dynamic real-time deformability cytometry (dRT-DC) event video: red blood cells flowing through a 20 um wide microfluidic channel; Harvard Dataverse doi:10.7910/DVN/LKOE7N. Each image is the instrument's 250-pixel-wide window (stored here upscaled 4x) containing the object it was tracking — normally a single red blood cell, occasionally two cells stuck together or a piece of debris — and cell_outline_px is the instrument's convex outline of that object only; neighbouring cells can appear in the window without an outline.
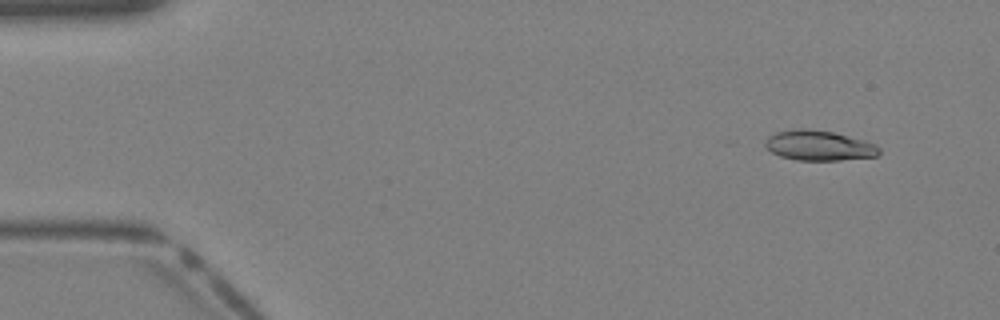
{"species": "Egyptian fruit bat (a non-hibernating species)", "species_latin": "Rousettus aegyptiacus", "temperature_condition": "warm", "stored_images_in_passage": 11, "camera_frame_rate_fps": 3000, "um_per_image_px": 0.085, "animal": {"sex": "female"}, "frame": {"image": 1, "passage_image": 2, "time_ms": 0.333, "image_size_px": [1000, 320], "cell_outline_px": [[880, 152], [876, 156], [840, 160], [796, 160], [780, 156], [772, 152], [764, 144], [768, 136], [776, 132], [800, 128], [804, 128], [832, 132], [864, 140], [876, 144], [880, 148]], "centroid_in_image_um": [69.61, 12.37], "position_along_channel_um": 15.4, "area_um2": 19.83}}
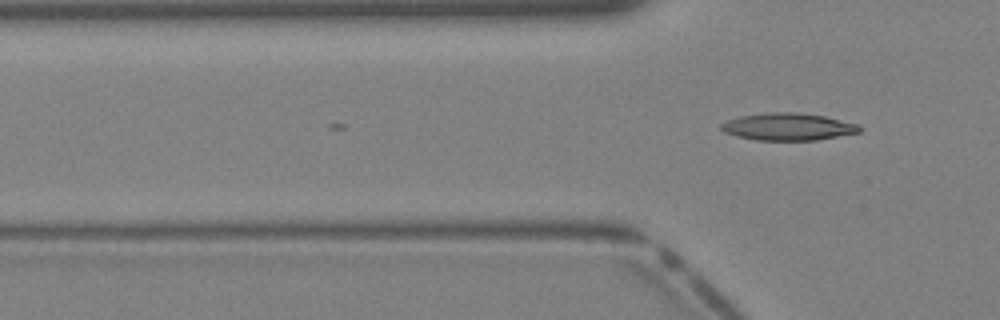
{"frame": {"image": 2, "passage_image": 11, "time_ms": 3.333, "image_size_px": [1000, 320], "cell_outline_px": [[860, 132], [816, 140], [756, 140], [736, 136], [724, 132], [720, 128], [720, 124], [728, 120], [740, 116], [772, 112], [796, 112], [824, 116], [860, 124]], "centroid_in_image_um": [66.98, 10.77], "position_along_channel_um": 58.8, "area_um2": 21.91}}